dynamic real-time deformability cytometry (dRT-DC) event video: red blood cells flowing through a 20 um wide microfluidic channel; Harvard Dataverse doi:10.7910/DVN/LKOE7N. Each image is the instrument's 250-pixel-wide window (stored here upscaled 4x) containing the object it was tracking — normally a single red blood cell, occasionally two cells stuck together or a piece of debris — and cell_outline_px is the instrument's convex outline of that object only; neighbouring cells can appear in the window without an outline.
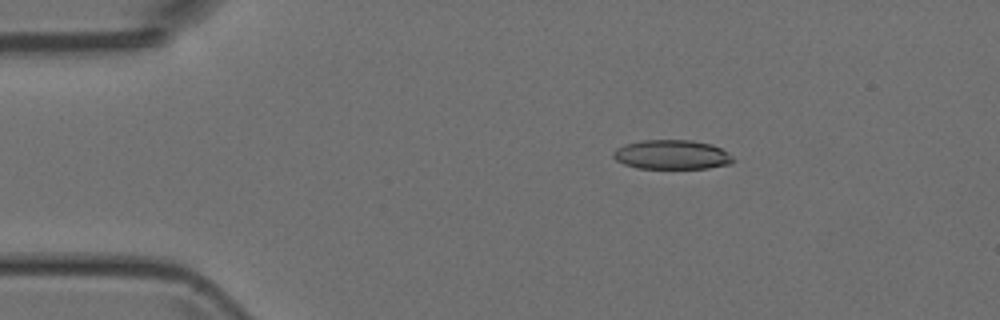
{"species": "Egyptian fruit bat (a non-hibernating species)", "species_latin": "Rousettus aegyptiacus", "temperature_condition": "room temperature", "stored_images_in_passage": 5, "camera_frame_rate_fps": 3000, "um_per_image_px": 0.085, "animal": {"sex": "female"}, "frame": {"image": 1, "passage_image": 2, "time_ms": 1.0, "image_size_px": [1000, 320], "cell_outline_px": [[736, 160], [732, 164], [708, 168], [636, 168], [624, 164], [616, 160], [612, 156], [612, 152], [616, 148], [624, 144], [644, 140], [692, 140], [712, 144], [728, 152]], "centroid_in_image_um": [57.12, 13.14], "position_along_channel_um": 27.9, "area_um2": 20.69}}
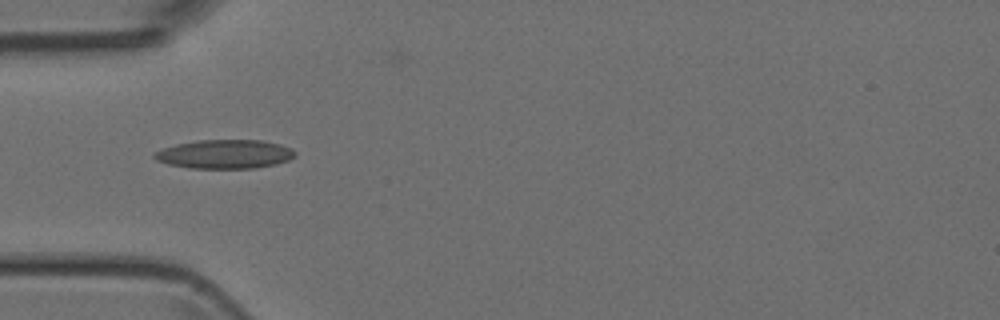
{"frame": {"image": 2, "passage_image": 4, "time_ms": 3.333, "image_size_px": [1000, 320], "cell_outline_px": [[296, 156], [288, 160], [276, 164], [256, 168], [188, 168], [168, 164], [156, 160], [152, 156], [152, 152], [176, 144], [200, 140], [260, 140], [280, 144], [292, 148], [296, 152]], "centroid_in_image_um": [19.1, 13.1], "position_along_channel_um": 65.9, "area_um2": 23.81}}
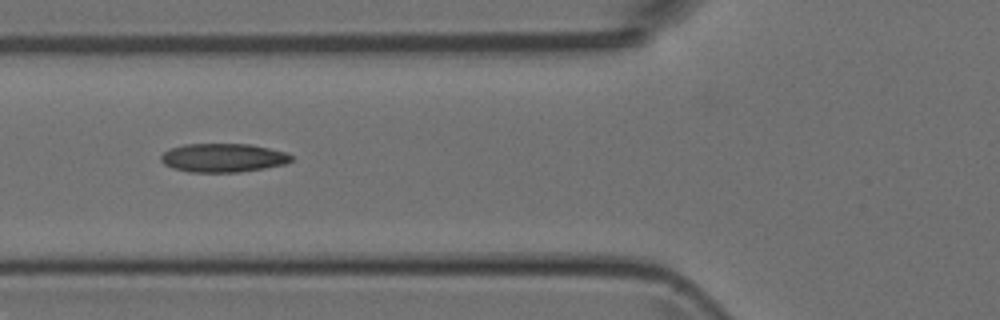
{"frame": {"image": 3, "passage_image": 5, "time_ms": 4.333, "image_size_px": [1000, 320], "cell_outline_px": [[292, 160], [284, 164], [264, 168], [240, 172], [188, 172], [172, 168], [164, 164], [160, 160], [160, 156], [164, 152], [172, 148], [184, 144], [248, 144], [268, 148], [284, 152], [292, 156]], "centroid_in_image_um": [18.92, 13.42], "position_along_channel_um": 106.9, "area_um2": 21.68}}